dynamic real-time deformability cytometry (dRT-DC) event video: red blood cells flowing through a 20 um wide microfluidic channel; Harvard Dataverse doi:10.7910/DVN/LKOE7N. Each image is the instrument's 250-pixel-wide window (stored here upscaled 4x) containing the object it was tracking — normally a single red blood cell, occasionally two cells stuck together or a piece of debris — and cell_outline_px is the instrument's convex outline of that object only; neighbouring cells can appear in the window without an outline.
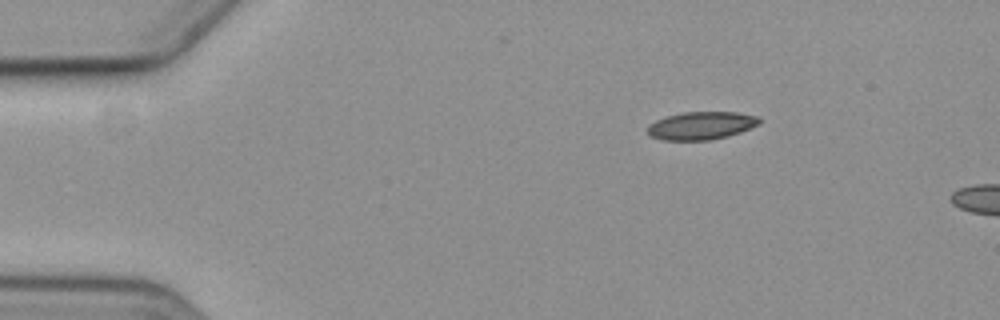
{"species": "common noctule bat (a hibernating species)", "species_latin": "Nyctalus noctula", "temperature_condition": "cold", "stored_images_in_passage": 2, "camera_frame_rate_fps": 3000, "um_per_image_px": 0.085, "animal": {"sex": "female", "body_mass_g": 19.3, "forearm_length_mm": 54.1}, "frame": {"image": 1, "passage_image": 1, "time_ms": 0.0, "image_size_px": [1000, 320], "cell_outline_px": [[760, 124], [740, 132], [728, 136], [708, 140], [664, 140], [652, 136], [648, 132], [648, 124], [656, 120], [668, 116], [684, 112], [736, 112], [760, 116]], "centroid_in_image_um": [59.64, 10.67], "position_along_channel_um": 25.4, "area_um2": 18.09}}